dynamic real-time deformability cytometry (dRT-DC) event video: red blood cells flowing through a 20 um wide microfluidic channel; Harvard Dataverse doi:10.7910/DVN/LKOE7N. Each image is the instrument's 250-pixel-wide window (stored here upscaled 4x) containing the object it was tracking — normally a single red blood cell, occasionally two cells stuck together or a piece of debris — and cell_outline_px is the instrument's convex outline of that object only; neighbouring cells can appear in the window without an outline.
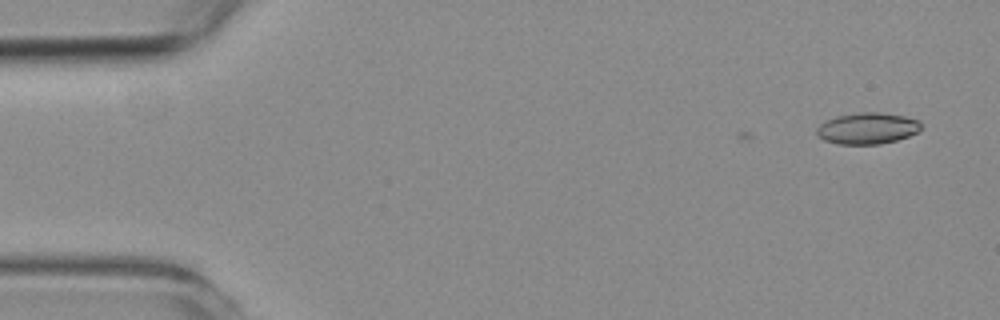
{"species": "common noctule bat (a hibernating species)", "species_latin": "Nyctalus noctula", "temperature_condition": "room temperature", "stored_images_in_passage": 7, "camera_frame_rate_fps": 3000, "um_per_image_px": 0.085, "animal": {"sex": "female", "body_mass_g": 19.3, "forearm_length_mm": 54.1}, "frame": {"image": 1, "passage_image": 1, "time_ms": 0.0, "image_size_px": [1000, 320], "cell_outline_px": [[920, 128], [916, 132], [908, 136], [896, 140], [880, 144], [840, 144], [824, 140], [816, 132], [816, 128], [820, 124], [836, 116], [860, 112], [880, 112], [904, 116], [920, 120]], "centroid_in_image_um": [73.73, 10.9], "position_along_channel_um": 11.3, "area_um2": 18.9}}